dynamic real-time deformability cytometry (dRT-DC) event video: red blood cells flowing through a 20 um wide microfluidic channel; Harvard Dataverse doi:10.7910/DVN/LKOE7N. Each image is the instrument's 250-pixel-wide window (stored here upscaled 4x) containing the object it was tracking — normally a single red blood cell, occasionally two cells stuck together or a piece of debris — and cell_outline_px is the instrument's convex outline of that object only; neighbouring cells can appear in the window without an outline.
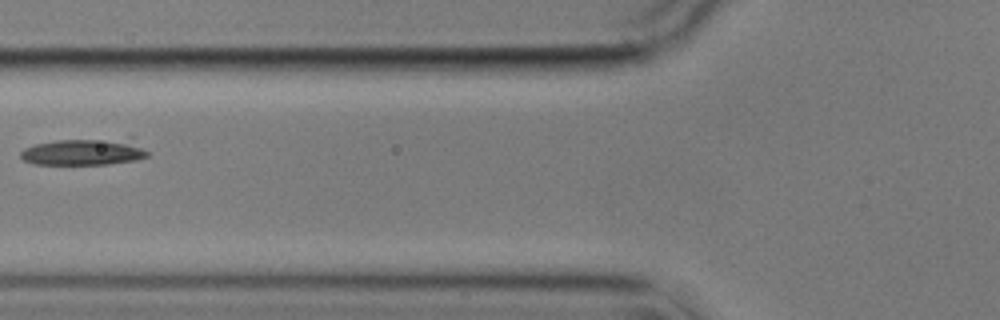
{"species": "common noctule bat (a hibernating species)", "species_latin": "Nyctalus noctula", "temperature_condition": "cold", "stored_images_in_passage": 5, "camera_frame_rate_fps": 3000, "um_per_image_px": 0.085, "animal": {"sex": "male", "body_mass_g": 17.9}, "frame": {"image": 1, "passage_image": 4, "time_ms": 3.667, "image_size_px": [1000, 320], "cell_outline_px": [[148, 156], [136, 160], [108, 164], [32, 164], [24, 160], [20, 156], [20, 152], [24, 148], [36, 144], [56, 140], [128, 136], [132, 136], [148, 152]], "centroid_in_image_um": [7.25, 12.86], "position_along_channel_um": 118.6, "area_um2": 20.58}}
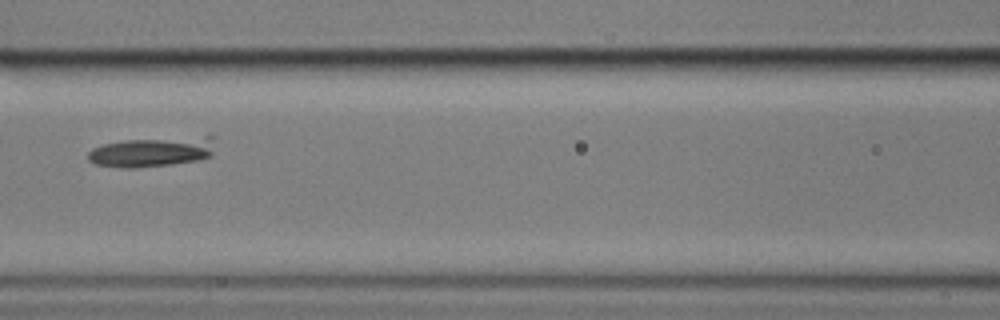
{"frame": {"image": 2, "passage_image": 5, "time_ms": 4.667, "image_size_px": [1000, 320], "cell_outline_px": [[216, 136], [212, 156], [200, 160], [172, 164], [136, 168], [124, 168], [96, 164], [88, 160], [88, 152], [92, 148], [104, 144], [124, 140], [212, 132]], "centroid_in_image_um": [13.11, 12.83], "position_along_channel_um": 153.5, "area_um2": 23.52}}